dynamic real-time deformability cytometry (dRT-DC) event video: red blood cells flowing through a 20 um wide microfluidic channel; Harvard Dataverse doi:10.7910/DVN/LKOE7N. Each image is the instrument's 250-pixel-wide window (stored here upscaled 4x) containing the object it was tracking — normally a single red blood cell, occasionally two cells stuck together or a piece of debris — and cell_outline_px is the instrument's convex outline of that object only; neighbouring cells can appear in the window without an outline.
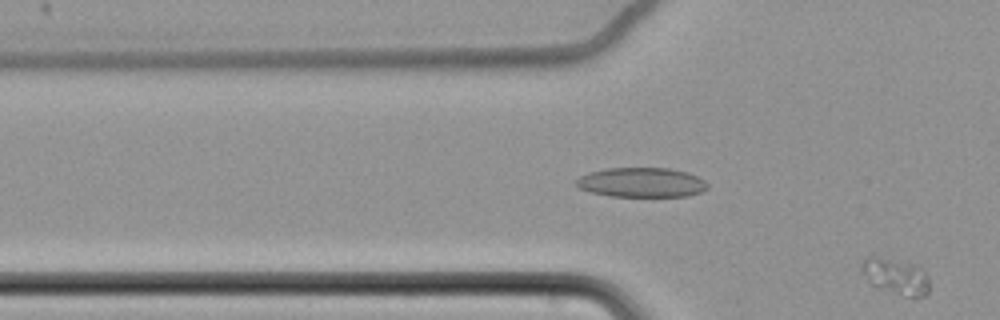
{"species": "common noctule bat (a hibernating species)", "species_latin": "Nyctalus noctula", "temperature_condition": "cold", "stored_images_in_passage": 24, "camera_frame_rate_fps": 3000, "um_per_image_px": 0.085, "animal": {"sex": "female", "body_mass_g": 22.7, "forearm_length_mm": 54.2}, "frame": {"image": 1, "passage_image": 24, "time_ms": 7.667, "image_size_px": [1000, 320], "cell_outline_px": [[928, 292], [924, 296], [916, 300], [876, 288], [860, 272], [860, 264], [864, 256], [876, 256], [916, 264], [928, 276]], "centroid_in_image_um": [76.11, 23.51], "position_along_channel_um": 49.7, "area_um2": 14.8}}